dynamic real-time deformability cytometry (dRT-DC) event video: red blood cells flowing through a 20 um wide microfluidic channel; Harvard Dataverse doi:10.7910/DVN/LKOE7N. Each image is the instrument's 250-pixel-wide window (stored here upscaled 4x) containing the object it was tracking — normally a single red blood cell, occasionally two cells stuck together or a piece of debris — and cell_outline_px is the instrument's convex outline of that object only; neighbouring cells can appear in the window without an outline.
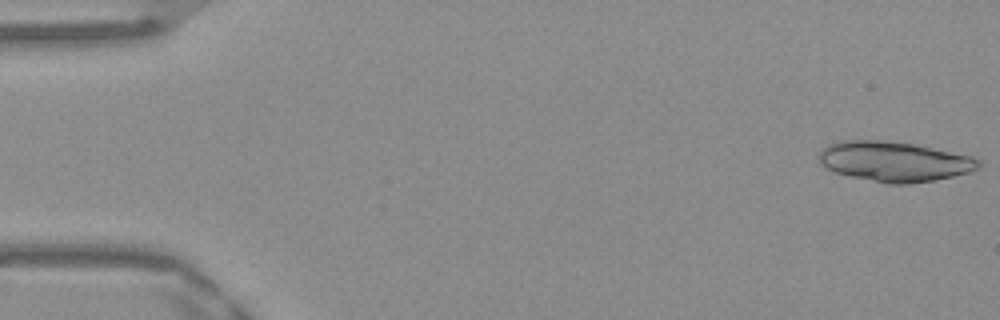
{"species": "Egyptian fruit bat (a non-hibernating species)", "species_latin": "Rousettus aegyptiacus", "temperature_condition": "warm", "stored_images_in_passage": 52, "segment_of_instrument_passage": [1, 2], "camera_frame_rate_fps": 3000, "um_per_image_px": 0.085, "frame": {"image": 1, "passage_image": 1, "time_ms": 0.0, "image_size_px": [1000, 320], "cell_outline_px": [[980, 168], [968, 172], [936, 180], [908, 184], [888, 184], [852, 176], [836, 172], [820, 164], [820, 152], [828, 144], [844, 140], [880, 140], [912, 144], [972, 156], [980, 160]], "centroid_in_image_um": [76.03, 13.73], "position_along_channel_um": 9.0, "area_um2": 36.82}}